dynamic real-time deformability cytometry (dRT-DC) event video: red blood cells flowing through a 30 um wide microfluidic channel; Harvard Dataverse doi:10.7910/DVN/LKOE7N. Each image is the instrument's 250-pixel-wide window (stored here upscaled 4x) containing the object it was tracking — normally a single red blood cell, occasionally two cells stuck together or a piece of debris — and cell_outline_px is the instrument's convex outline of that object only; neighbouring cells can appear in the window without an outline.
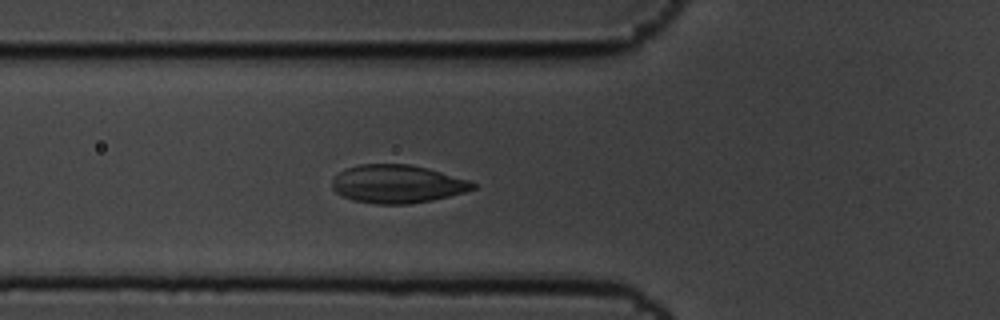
{"species": "common noctule bat (a hibernating species)", "species_latin": "Nyctalus noctula", "temperature_condition": "cold", "stored_images_in_passage": 6, "camera_frame_rate_fps": 3000, "um_per_image_px": 0.085, "animal": {"sex": "male", "body_mass_g": 19.5, "forearm_length_mm": 54.6}, "frame": {"image": 1, "passage_image": 6, "time_ms": 1.667, "image_size_px": [1000, 320], "cell_outline_px": [[476, 188], [464, 192], [432, 200], [408, 204], [376, 204], [352, 200], [336, 192], [332, 188], [332, 176], [348, 168], [360, 164], [408, 164], [428, 168], [468, 180], [476, 184]], "centroid_in_image_um": [33.74, 15.64], "position_along_channel_um": 92.1, "area_um2": 31.21}}